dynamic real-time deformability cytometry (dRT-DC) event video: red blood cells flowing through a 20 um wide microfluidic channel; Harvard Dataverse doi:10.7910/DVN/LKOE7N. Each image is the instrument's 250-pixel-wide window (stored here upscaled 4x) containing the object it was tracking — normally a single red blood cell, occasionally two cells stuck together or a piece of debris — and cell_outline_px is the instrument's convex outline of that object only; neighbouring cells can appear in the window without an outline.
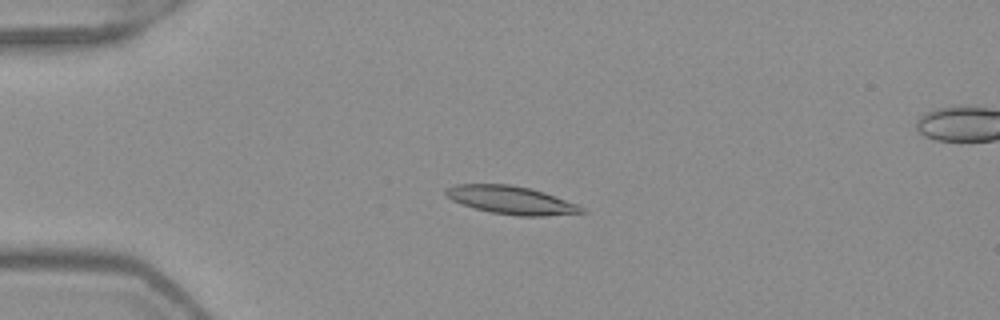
{"species": "Egyptian fruit bat (a non-hibernating species)", "species_latin": "Rousettus aegyptiacus", "temperature_condition": "warm", "stored_images_in_passage": 53, "camera_frame_rate_fps": 3000, "um_per_image_px": 0.085, "frame": {"image": 1, "passage_image": 14, "time_ms": 4.333, "image_size_px": [1000, 320], "cell_outline_px": [[588, 212], [544, 216], [516, 216], [492, 212], [476, 208], [452, 200], [444, 192], [444, 188], [456, 184], [508, 184], [528, 188], [544, 192], [580, 204]], "centroid_in_image_um": [43.5, 17.01], "position_along_channel_um": 41.5, "area_um2": 22.2}}
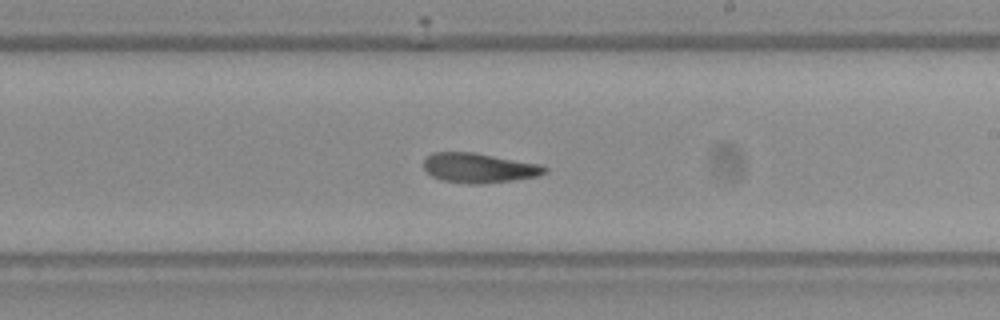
{"frame": {"image": 2, "passage_image": 32, "time_ms": 10.333, "image_size_px": [1000, 320], "cell_outline_px": [[548, 172], [536, 176], [512, 180], [484, 184], [468, 184], [440, 180], [432, 176], [424, 168], [424, 160], [432, 152], [476, 152], [540, 164], [548, 168]], "centroid_in_image_um": [40.71, 14.27], "position_along_channel_um": 248.3, "area_um2": 21.1}}
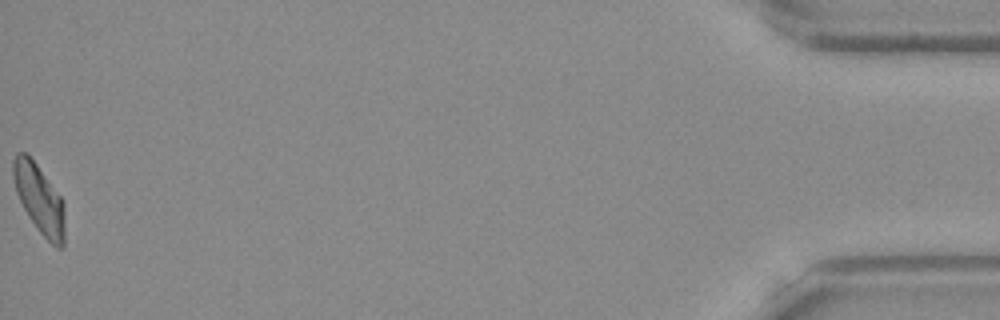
{"frame": {"image": 3, "passage_image": 53, "time_ms": 17.333, "image_size_px": [1000, 320], "cell_outline_px": [[64, 244], [60, 248], [56, 248], [36, 228], [28, 216], [16, 192], [12, 176], [12, 160], [16, 152], [24, 152], [36, 164], [60, 196], [64, 204]], "centroid_in_image_um": [3.32, 16.91], "position_along_channel_um": 431.9, "area_um2": 20.52}, "authors_computed_cell_mechanics": {"area_um2": 21.1548, "velocity_mm_per_s": 3.9787, "shape_relaxation_time_tau1_ms": null, "shape_relaxation_time_tau2_ms": 3.6482, "deformation_change_tau1": null, "deformation_change_tau2": 0.118}}